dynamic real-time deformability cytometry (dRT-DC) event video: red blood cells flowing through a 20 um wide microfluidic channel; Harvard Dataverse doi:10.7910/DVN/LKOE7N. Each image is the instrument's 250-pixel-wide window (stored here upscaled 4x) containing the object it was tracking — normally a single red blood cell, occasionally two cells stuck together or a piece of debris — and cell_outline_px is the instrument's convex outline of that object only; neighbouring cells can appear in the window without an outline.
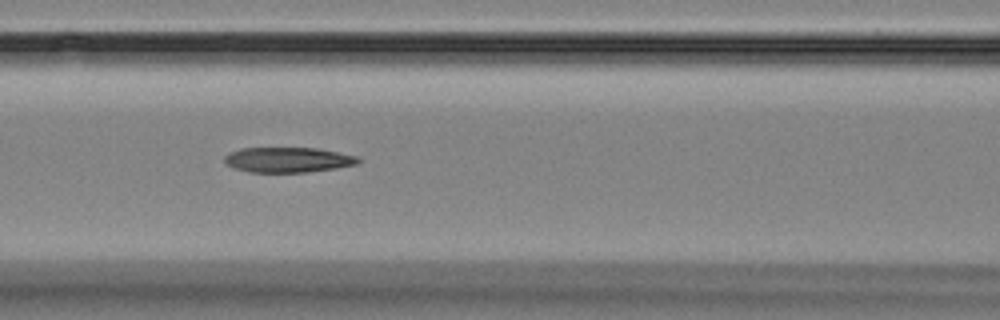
{"species": "Egyptian fruit bat (a non-hibernating species)", "species_latin": "Rousettus aegyptiacus", "temperature_condition": "room temperature", "stored_images_in_passage": 9, "camera_frame_rate_fps": 3000, "um_per_image_px": 0.085, "animal": {"sex": "female"}, "frame": {"image": 1, "passage_image": 6, "time_ms": 5.667, "image_size_px": [1000, 320], "cell_outline_px": [[360, 160], [356, 164], [336, 168], [304, 172], [248, 172], [232, 168], [224, 164], [224, 156], [228, 152], [240, 148], [316, 148], [356, 156]], "centroid_in_image_um": [24.37, 13.58], "position_along_channel_um": 142.2, "area_um2": 19.59}}
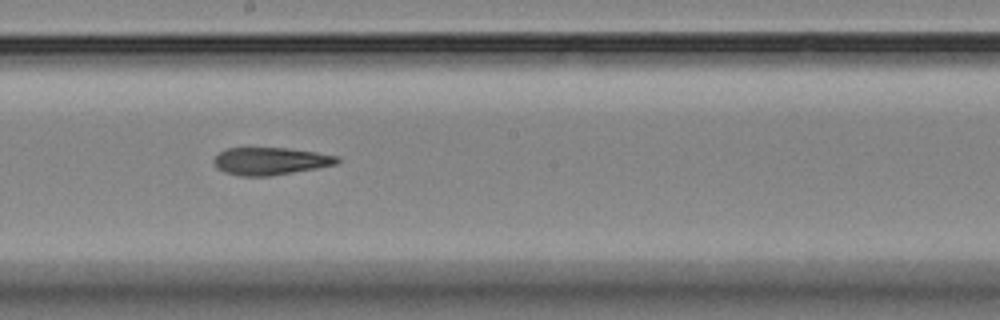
{"frame": {"image": 2, "passage_image": 8, "time_ms": 8.0, "image_size_px": [1000, 320], "cell_outline_px": [[340, 160], [336, 164], [316, 168], [268, 176], [240, 176], [224, 172], [216, 168], [212, 160], [220, 152], [228, 148], [284, 148], [316, 152], [340, 156]], "centroid_in_image_um": [22.96, 13.69], "position_along_channel_um": 225.2, "area_um2": 19.65}}
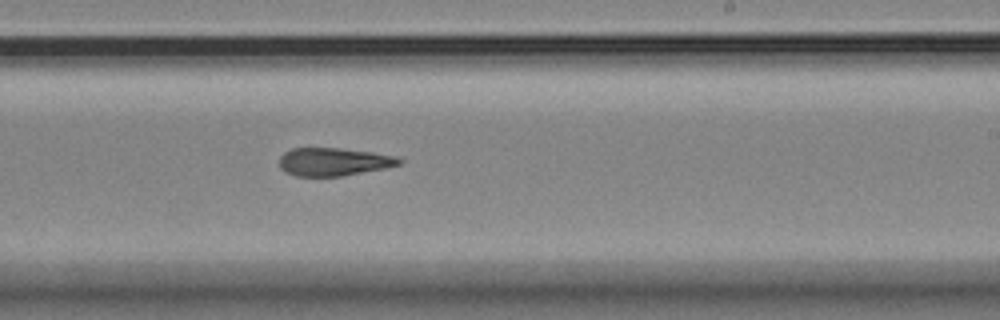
{"frame": {"image": 3, "passage_image": 9, "time_ms": 9.0, "image_size_px": [1000, 320], "cell_outline_px": [[404, 160], [400, 164], [384, 168], [340, 176], [296, 176], [284, 172], [280, 168], [280, 156], [284, 152], [292, 148], [340, 148], [372, 152], [396, 156]], "centroid_in_image_um": [28.34, 13.74], "position_along_channel_um": 260.7, "area_um2": 19.54}}